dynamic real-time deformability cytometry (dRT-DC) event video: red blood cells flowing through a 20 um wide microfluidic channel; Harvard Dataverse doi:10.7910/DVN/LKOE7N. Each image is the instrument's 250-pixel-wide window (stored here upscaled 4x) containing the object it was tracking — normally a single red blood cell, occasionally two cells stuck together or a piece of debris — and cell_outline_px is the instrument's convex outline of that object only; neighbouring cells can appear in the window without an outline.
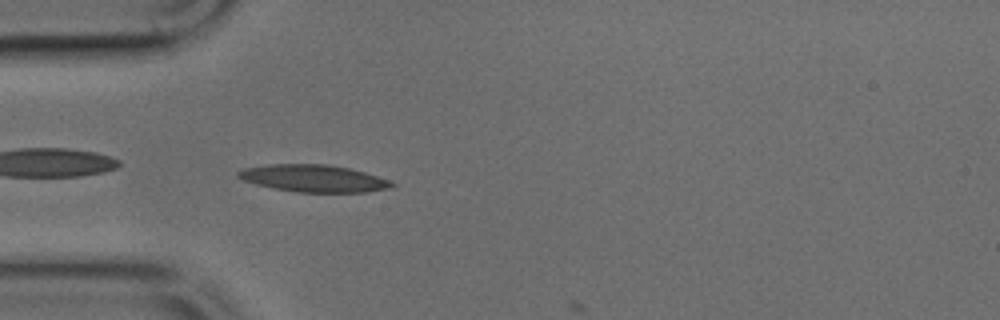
{"species": "common noctule bat (a hibernating species)", "species_latin": "Nyctalus noctula", "temperature_condition": "cold", "stored_images_in_passage": 3, "camera_frame_rate_fps": 3000, "um_per_image_px": 0.085, "animal": {"sex": "male", "body_mass_g": 17.9, "forearm_length_mm": 54.2}, "frame": {"image": 1, "passage_image": 2, "time_ms": 0.333, "image_size_px": [1000, 320], "cell_outline_px": [[396, 184], [392, 188], [364, 192], [296, 192], [272, 188], [256, 184], [244, 180], [236, 176], [236, 172], [244, 168], [268, 164], [328, 164], [348, 168], [364, 172], [388, 180]], "centroid_in_image_um": [26.63, 15.16], "position_along_channel_um": 58.4, "area_um2": 24.28}}